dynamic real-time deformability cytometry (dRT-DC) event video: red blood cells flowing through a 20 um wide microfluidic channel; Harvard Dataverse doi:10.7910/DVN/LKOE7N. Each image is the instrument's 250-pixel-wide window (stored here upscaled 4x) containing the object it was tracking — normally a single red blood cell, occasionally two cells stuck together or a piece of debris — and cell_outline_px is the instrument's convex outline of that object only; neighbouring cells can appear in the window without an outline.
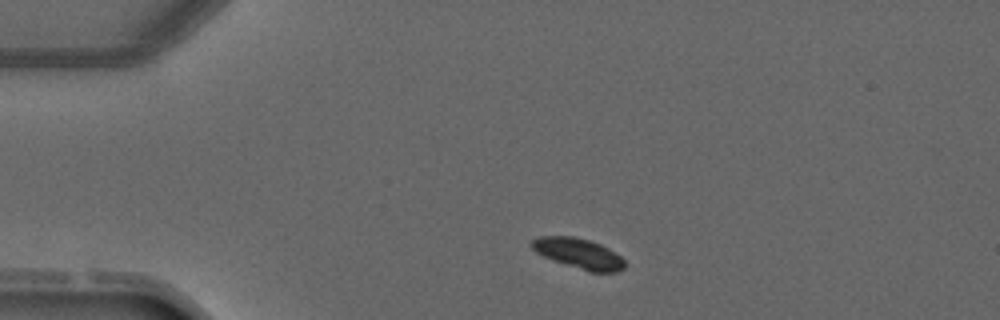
{"species": "common noctule bat (a hibernating species)", "species_latin": "Nyctalus noctula", "temperature_condition": "warm", "stored_images_in_passage": 2, "camera_frame_rate_fps": 3000, "um_per_image_px": 0.085, "animal": {"sex": "male", "forearm_length_mm": 52.5}, "frame": {"image": 1, "passage_image": 1, "time_ms": 0.0, "image_size_px": [1000, 320], "cell_outline_px": [[624, 268], [616, 272], [588, 272], [552, 260], [536, 252], [532, 248], [532, 240], [540, 236], [576, 236], [600, 244], [608, 248], [620, 256], [624, 260]], "centroid_in_image_um": [49.18, 21.55], "position_along_channel_um": 35.8, "area_um2": 16.36}}